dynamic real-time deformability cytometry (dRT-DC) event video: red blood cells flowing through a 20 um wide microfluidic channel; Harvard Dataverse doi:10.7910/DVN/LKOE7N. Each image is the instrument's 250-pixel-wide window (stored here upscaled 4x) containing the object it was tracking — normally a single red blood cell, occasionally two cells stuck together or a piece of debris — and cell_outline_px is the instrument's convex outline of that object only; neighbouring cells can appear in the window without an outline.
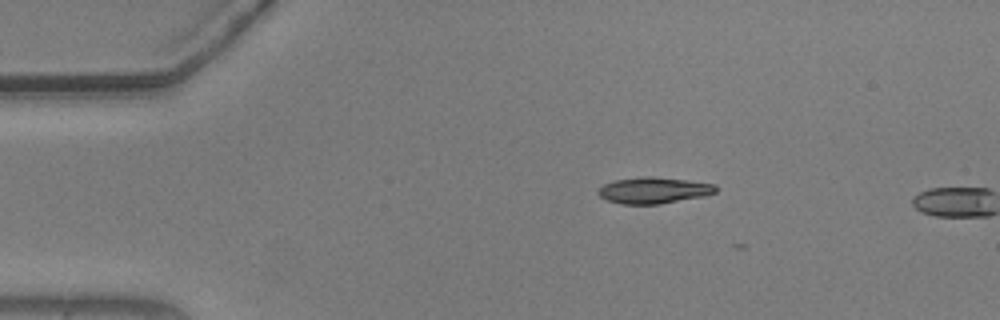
{"species": "common noctule bat (a hibernating species)", "species_latin": "Nyctalus noctula", "temperature_condition": "warm", "stored_images_in_passage": 2, "camera_frame_rate_fps": 3000, "um_per_image_px": 0.085, "animal": {"sex": "male", "body_mass_g": 20.5, "forearm_length_mm": 52.5}, "frame": {"image": 1, "passage_image": 1, "time_ms": 0.0, "image_size_px": [1000, 320], "cell_outline_px": [[716, 192], [704, 196], [660, 204], [620, 204], [604, 200], [596, 192], [604, 184], [616, 180], [640, 176], [652, 176], [716, 184]], "centroid_in_image_um": [55.53, 16.18], "position_along_channel_um": 29.5, "area_um2": 18.03}}